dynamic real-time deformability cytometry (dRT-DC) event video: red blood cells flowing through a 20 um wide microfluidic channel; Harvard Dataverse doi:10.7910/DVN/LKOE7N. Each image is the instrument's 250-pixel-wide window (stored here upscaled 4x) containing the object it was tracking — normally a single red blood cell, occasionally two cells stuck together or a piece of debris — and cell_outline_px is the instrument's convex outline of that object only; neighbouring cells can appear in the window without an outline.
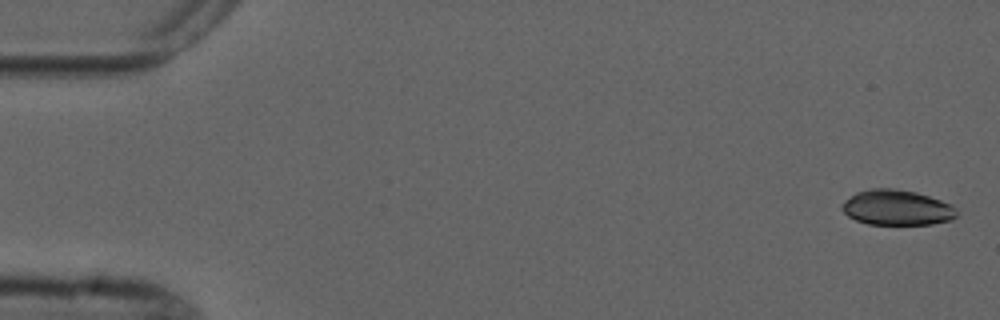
{"species": "common noctule bat (a hibernating species)", "species_latin": "Nyctalus noctula", "temperature_condition": "cold", "stored_images_in_passage": 5, "camera_frame_rate_fps": 3000, "um_per_image_px": 0.085, "animal": {"sex": "male", "forearm_length_mm": 52.5}, "frame": {"image": 1, "passage_image": 1, "time_ms": 0.0, "image_size_px": [1000, 320], "cell_outline_px": [[956, 216], [952, 220], [932, 224], [868, 224], [856, 220], [848, 216], [840, 208], [840, 204], [844, 200], [856, 192], [872, 188], [892, 188], [916, 192], [952, 204], [956, 208]], "centroid_in_image_um": [76.21, 17.64], "position_along_channel_um": 8.8, "area_um2": 23.7}}
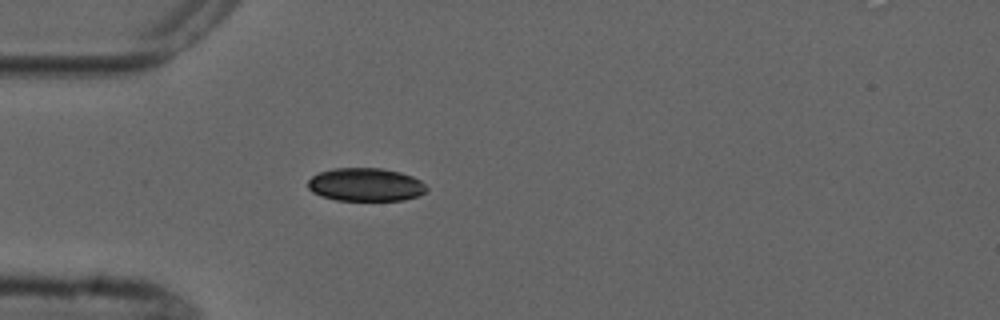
{"frame": {"image": 2, "passage_image": 5, "time_ms": 4.667, "image_size_px": [1000, 320], "cell_outline_px": [[428, 188], [420, 196], [404, 200], [336, 200], [312, 192], [308, 188], [308, 180], [312, 176], [320, 172], [332, 168], [380, 168], [400, 172], [412, 176], [420, 180]], "centroid_in_image_um": [31.09, 15.69], "position_along_channel_um": 53.9, "area_um2": 22.95}}